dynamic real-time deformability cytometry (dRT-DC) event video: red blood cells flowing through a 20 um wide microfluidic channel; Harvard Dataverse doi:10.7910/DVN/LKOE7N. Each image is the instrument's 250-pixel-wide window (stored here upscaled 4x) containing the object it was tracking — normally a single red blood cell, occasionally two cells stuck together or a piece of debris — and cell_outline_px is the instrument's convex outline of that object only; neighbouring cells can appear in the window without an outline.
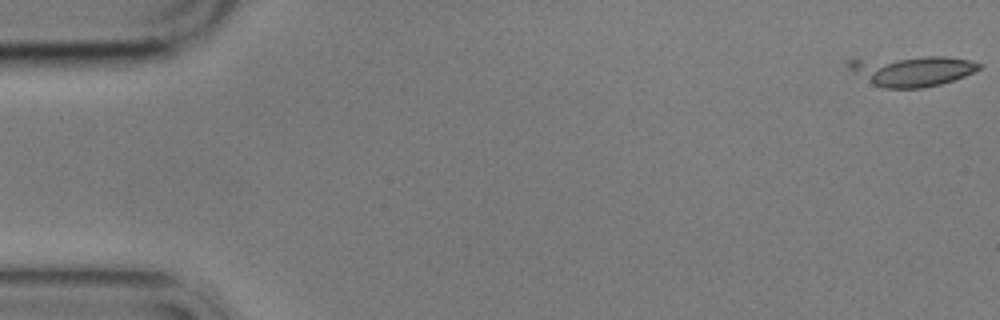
{"species": "common noctule bat (a hibernating species)", "species_latin": "Nyctalus noctula", "temperature_condition": "cold", "stored_images_in_passage": 9, "camera_frame_rate_fps": 3000, "um_per_image_px": 0.085, "animal": {"sex": "male", "body_mass_g": 17.9}, "frame": {"image": 1, "passage_image": 1, "time_ms": 0.0, "image_size_px": [1000, 320], "cell_outline_px": [[980, 68], [964, 76], [940, 84], [924, 88], [884, 88], [872, 84], [852, 72], [848, 68], [848, 60], [924, 56], [944, 56], [968, 60], [980, 64]], "centroid_in_image_um": [77.49, 6.02], "position_along_channel_um": 7.5, "area_um2": 22.95}}
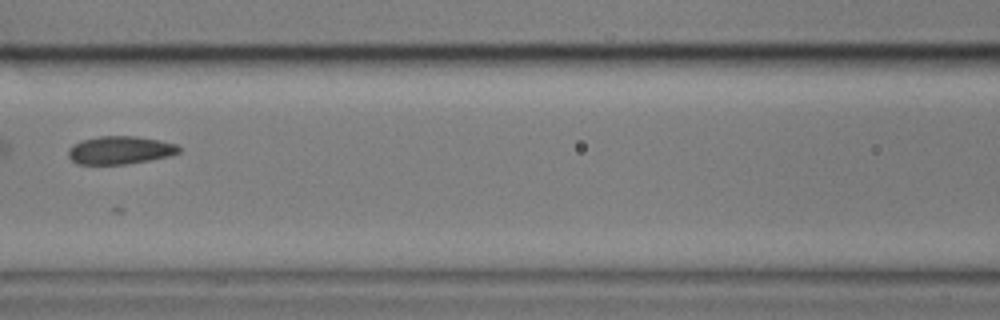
{"frame": {"image": 2, "passage_image": 7, "time_ms": 8.333, "image_size_px": [1000, 320], "cell_outline_px": [[180, 152], [172, 156], [128, 164], [76, 164], [68, 156], [68, 148], [72, 144], [80, 140], [100, 136], [136, 136], [176, 144], [180, 148]], "centroid_in_image_um": [10.18, 12.77], "position_along_channel_um": 156.4, "area_um2": 18.21}}